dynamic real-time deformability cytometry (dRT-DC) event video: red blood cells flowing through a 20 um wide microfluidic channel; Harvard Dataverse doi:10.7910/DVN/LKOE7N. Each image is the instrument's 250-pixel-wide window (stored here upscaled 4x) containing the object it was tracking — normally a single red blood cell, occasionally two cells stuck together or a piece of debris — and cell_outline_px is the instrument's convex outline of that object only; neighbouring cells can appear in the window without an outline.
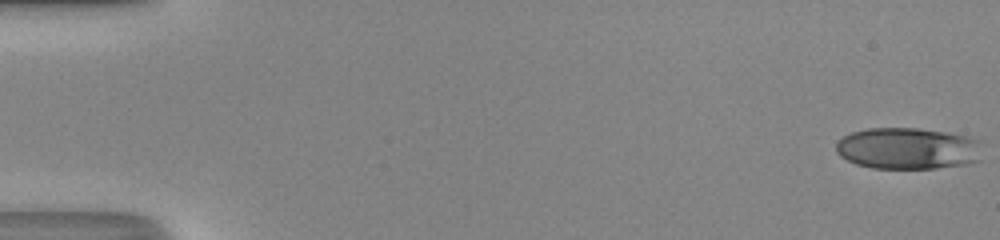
{"species": "human", "species_latin": "Homo sapiens", "temperature_condition": "room temperature", "stored_images_in_passage": 49, "camera_frame_rate_fps": 3000, "um_per_image_px": 0.085, "donor": {"sex": "male"}, "frame": {"image": 1, "passage_image": 1, "time_ms": 0.0, "image_size_px": [1000, 240], "cell_outline_px": [[980, 160], [964, 164], [936, 168], [872, 168], [856, 164], [840, 156], [836, 152], [836, 140], [852, 132], [868, 128], [916, 128], [944, 132], [968, 136], [980, 140]], "centroid_in_image_um": [77.14, 12.61], "position_along_channel_um": 7.9, "area_um2": 35.49}}
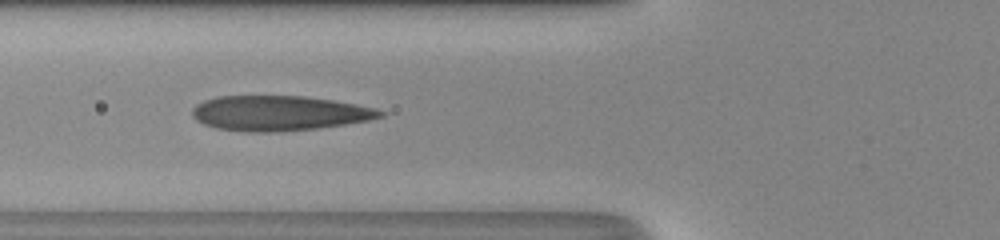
{"frame": {"image": 2, "passage_image": 20, "time_ms": 6.333, "image_size_px": [1000, 240], "cell_outline_px": [[388, 112], [384, 116], [368, 120], [344, 124], [316, 128], [280, 132], [244, 132], [216, 128], [204, 124], [196, 120], [192, 116], [192, 108], [196, 104], [204, 100], [216, 96], [304, 96], [332, 100], [356, 104], [376, 108]], "centroid_in_image_um": [23.71, 9.62], "position_along_channel_um": 102.1, "area_um2": 38.55}}
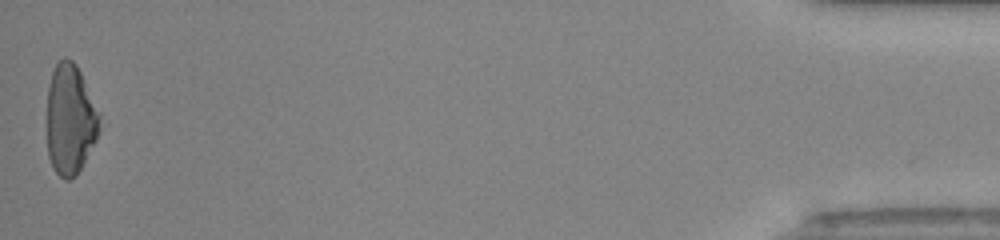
{"frame": {"image": 3, "passage_image": 49, "time_ms": 16.0, "image_size_px": [1000, 240], "cell_outline_px": [[100, 128], [96, 140], [76, 176], [68, 180], [64, 180], [52, 168], [48, 156], [48, 84], [52, 72], [56, 64], [64, 56], [72, 60], [76, 64], [100, 112]], "centroid_in_image_um": [5.98, 10.16], "position_along_channel_um": 429.2, "area_um2": 33.87}, "authors_computed_cell_mechanics": {"area_um2": 36.992, "velocity_mm_per_s": 4.3654, "shape_relaxation_time_tau1_ms": null, "shape_relaxation_time_tau2_ms": 1.0849, "deformation_change_tau1": null, "deformation_change_tau2": 0.0981}}